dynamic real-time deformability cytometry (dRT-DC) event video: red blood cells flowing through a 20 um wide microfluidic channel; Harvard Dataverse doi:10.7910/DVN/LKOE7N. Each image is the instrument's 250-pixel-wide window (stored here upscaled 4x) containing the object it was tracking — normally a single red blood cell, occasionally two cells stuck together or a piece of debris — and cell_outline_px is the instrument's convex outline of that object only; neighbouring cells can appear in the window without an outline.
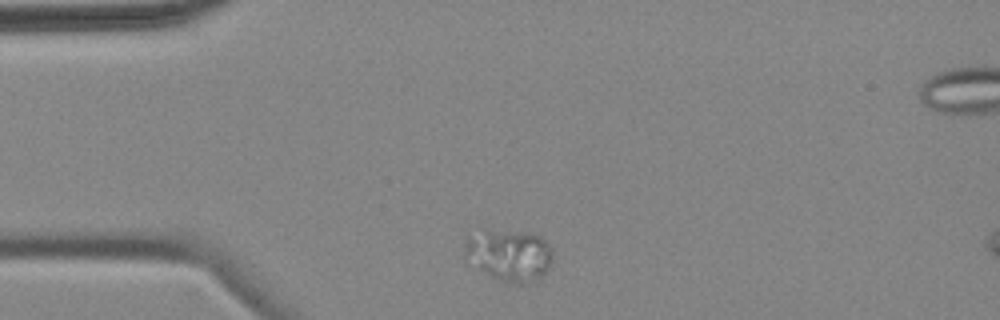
{"species": "common noctule bat (a hibernating species)", "species_latin": "Nyctalus noctula", "temperature_condition": "cold", "stored_images_in_passage": 3, "camera_frame_rate_fps": 3000, "um_per_image_px": 0.085, "animal": {"sex": "female", "body_mass_g": 18.4}, "frame": {"image": 1, "passage_image": 1, "time_ms": 0.0, "image_size_px": [1000, 320], "cell_outline_px": [[552, 264], [536, 284], [516, 284], [504, 280], [484, 272], [468, 264], [464, 260], [464, 252], [468, 236], [484, 228], [528, 232], [540, 236], [552, 248]], "centroid_in_image_um": [43.28, 21.67], "position_along_channel_um": 41.7, "area_um2": 27.34}}